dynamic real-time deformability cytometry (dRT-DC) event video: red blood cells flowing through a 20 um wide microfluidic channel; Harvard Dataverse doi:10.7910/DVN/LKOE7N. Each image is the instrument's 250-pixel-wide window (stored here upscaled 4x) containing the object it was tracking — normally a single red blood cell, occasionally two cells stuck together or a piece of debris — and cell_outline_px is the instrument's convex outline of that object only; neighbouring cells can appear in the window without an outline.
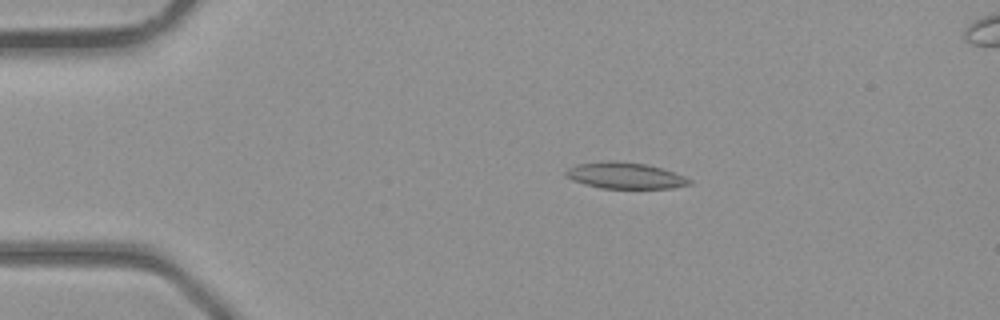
{"species": "common noctule bat (a hibernating species)", "species_latin": "Nyctalus noctula", "temperature_condition": "room temperature", "stored_images_in_passage": 34, "camera_frame_rate_fps": 3000, "um_per_image_px": 0.085, "animal": {"sex": "male", "body_mass_g": 23.1, "forearm_length_mm": 52.7}, "frame": {"image": 1, "passage_image": 7, "time_ms": 2.0, "image_size_px": [1000, 320], "cell_outline_px": [[692, 184], [672, 188], [600, 188], [584, 184], [572, 180], [564, 176], [564, 172], [568, 168], [576, 164], [604, 160], [612, 160], [648, 164], [684, 176], [692, 180]], "centroid_in_image_um": [53.08, 14.91], "position_along_channel_um": 31.9, "area_um2": 19.07}}
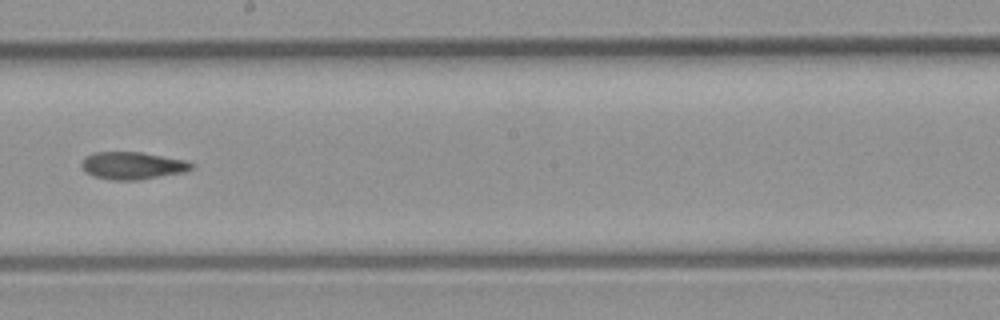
{"frame": {"image": 2, "passage_image": 22, "time_ms": 7.0, "image_size_px": [1000, 320], "cell_outline_px": [[196, 164], [192, 168], [184, 172], [136, 180], [112, 180], [96, 176], [88, 172], [80, 164], [84, 156], [92, 152], [140, 152], [184, 160]], "centroid_in_image_um": [11.25, 14.06], "position_along_channel_um": 236.9, "area_um2": 17.34}}
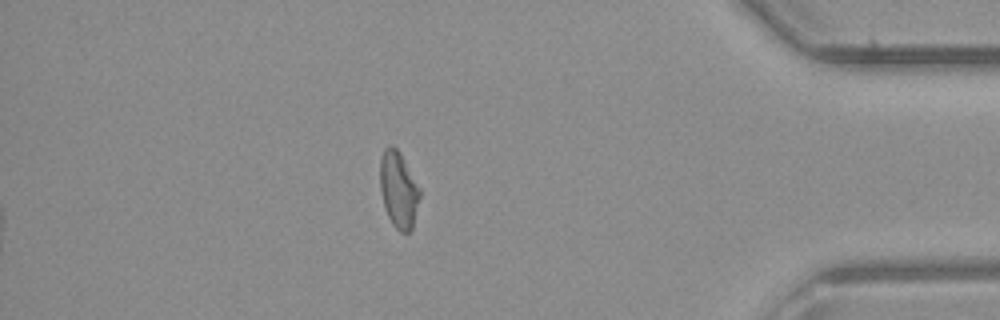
{"frame": {"image": 3, "passage_image": 34, "time_ms": 11.0, "image_size_px": [1000, 320], "cell_outline_px": [[420, 196], [412, 228], [408, 232], [400, 232], [392, 224], [388, 216], [384, 204], [380, 188], [380, 160], [384, 148], [388, 144], [392, 144], [400, 152], [420, 188]], "centroid_in_image_um": [33.87, 16.09], "position_along_channel_um": 401.3, "area_um2": 17.63}}